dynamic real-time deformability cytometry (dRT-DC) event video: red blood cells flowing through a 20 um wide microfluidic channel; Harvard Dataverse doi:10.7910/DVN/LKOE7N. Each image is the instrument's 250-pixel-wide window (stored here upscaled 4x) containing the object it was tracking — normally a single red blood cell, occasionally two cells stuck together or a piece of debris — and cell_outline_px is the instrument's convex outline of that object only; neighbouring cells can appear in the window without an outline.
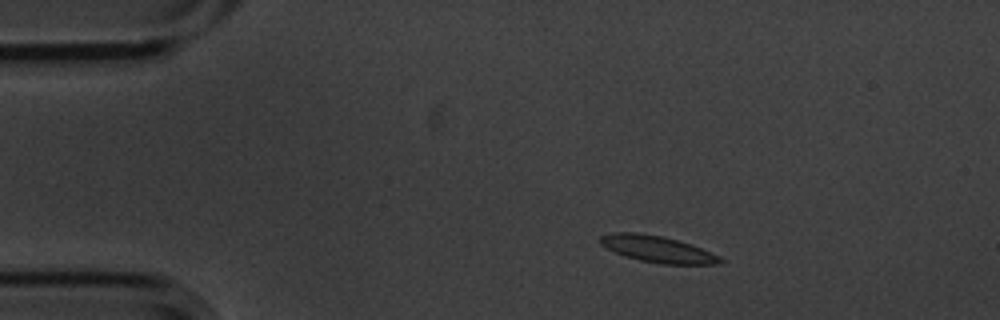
{"species": "common noctule bat (a hibernating species)", "species_latin": "Nyctalus noctula", "temperature_condition": "cold", "stored_images_in_passage": 5, "camera_frame_rate_fps": 3000, "um_per_image_px": 0.085, "animal": {"sex": "male", "body_mass_g": 20.1, "forearm_length_mm": 53.5}, "frame": {"image": 1, "passage_image": 2, "time_ms": 0.333, "image_size_px": [1000, 320], "cell_outline_px": [[724, 260], [720, 264], [660, 264], [640, 260], [624, 256], [600, 244], [600, 236], [612, 232], [636, 232], [664, 236], [700, 248], [720, 256]], "centroid_in_image_um": [55.87, 21.17], "position_along_channel_um": 29.1, "area_um2": 18.38}}
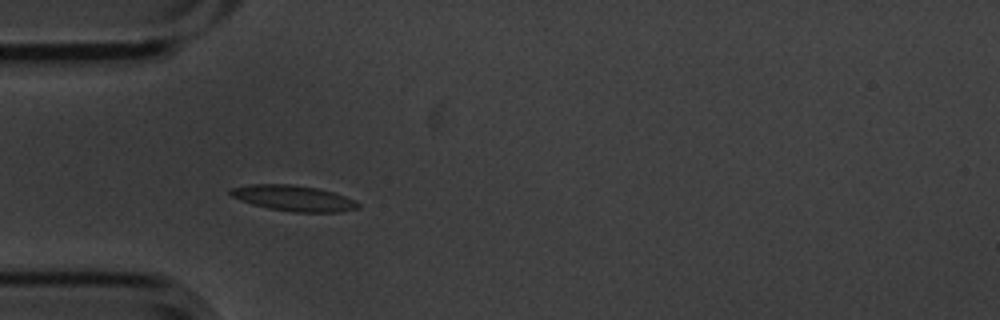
{"frame": {"image": 2, "passage_image": 4, "time_ms": 1.0, "image_size_px": [1000, 320], "cell_outline_px": [[360, 208], [340, 212], [296, 212], [268, 208], [252, 204], [240, 200], [232, 196], [228, 192], [228, 188], [252, 184], [292, 184], [316, 188], [332, 192], [344, 196], [360, 204]], "centroid_in_image_um": [24.91, 16.84], "position_along_channel_um": 60.1, "area_um2": 19.02}}
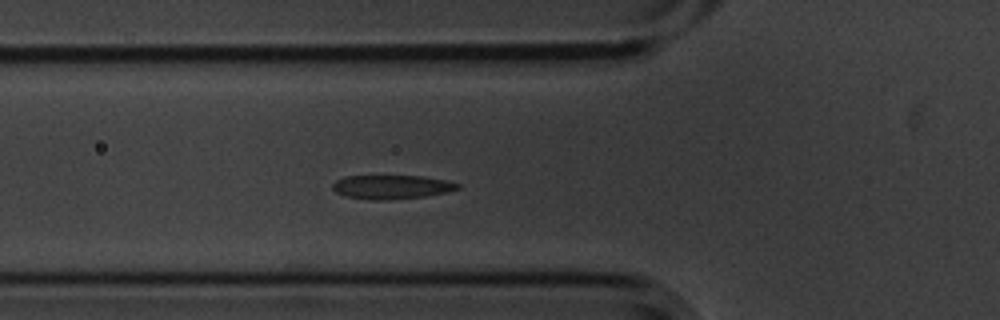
{"frame": {"image": 3, "passage_image": 5, "time_ms": 1.333, "image_size_px": [1000, 320], "cell_outline_px": [[460, 188], [444, 192], [424, 196], [388, 200], [368, 200], [348, 196], [336, 192], [332, 188], [332, 184], [336, 180], [344, 176], [420, 176], [444, 180], [460, 184]], "centroid_in_image_um": [33.24, 15.89], "position_along_channel_um": 92.6, "area_um2": 17.22}}